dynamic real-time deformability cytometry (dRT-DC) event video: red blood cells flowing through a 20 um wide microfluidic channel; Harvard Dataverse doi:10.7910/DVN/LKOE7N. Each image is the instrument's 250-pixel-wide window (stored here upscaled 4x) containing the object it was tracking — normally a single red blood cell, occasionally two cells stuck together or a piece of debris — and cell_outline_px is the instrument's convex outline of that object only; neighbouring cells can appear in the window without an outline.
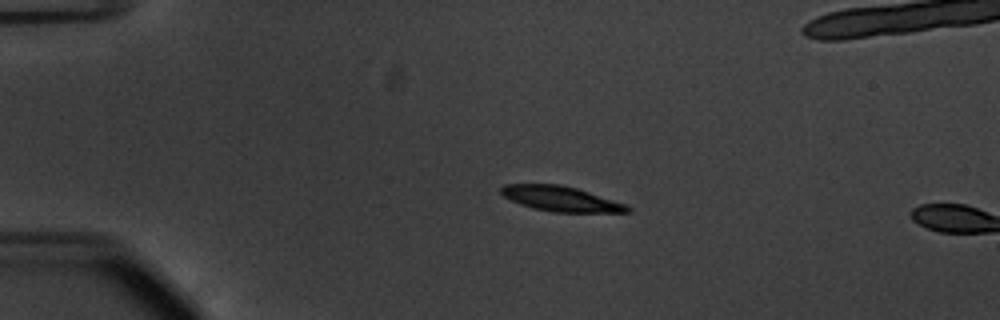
{"species": "common noctule bat (a hibernating species)", "species_latin": "Nyctalus noctula", "temperature_condition": "warm", "stored_images_in_passage": 16, "camera_frame_rate_fps": 3000, "um_per_image_px": 0.085, "animal": {"sex": "male", "body_mass_g": 20.1, "forearm_length_mm": 53.5}, "frame": {"image": 1, "passage_image": 14, "time_ms": 4.333, "image_size_px": [1000, 320], "cell_outline_px": [[632, 212], [552, 212], [532, 208], [520, 204], [504, 196], [500, 192], [500, 188], [504, 184], [560, 184], [576, 188], [624, 204], [632, 208]], "centroid_in_image_um": [47.64, 16.9], "position_along_channel_um": 37.4, "area_um2": 18.26}}